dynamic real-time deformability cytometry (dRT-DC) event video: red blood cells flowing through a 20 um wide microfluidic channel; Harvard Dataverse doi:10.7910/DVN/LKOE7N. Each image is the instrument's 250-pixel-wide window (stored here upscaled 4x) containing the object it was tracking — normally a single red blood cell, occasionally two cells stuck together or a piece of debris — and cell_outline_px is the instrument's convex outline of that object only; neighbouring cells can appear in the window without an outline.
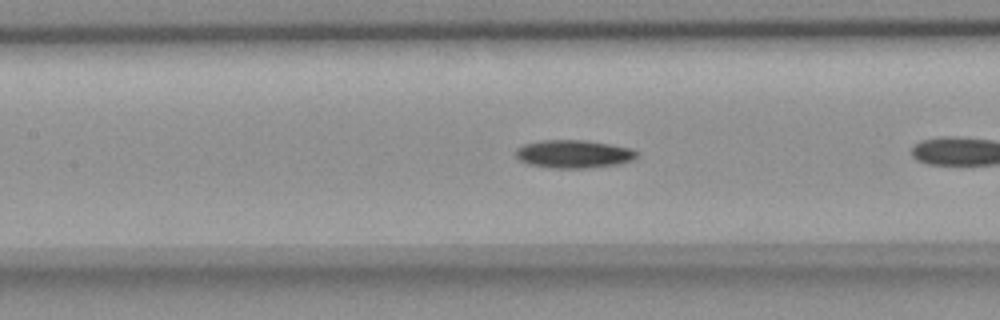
{"species": "common noctule bat (a hibernating species)", "species_latin": "Nyctalus noctula", "temperature_condition": "room temperature", "stored_images_in_passage": 10, "camera_frame_rate_fps": 3000, "um_per_image_px": 0.085, "animal": {"sex": "female", "body_mass_g": 18.4}, "frame": {"image": 1, "passage_image": 9, "time_ms": 2.667, "image_size_px": [1000, 320], "cell_outline_px": [[636, 156], [632, 160], [620, 164], [592, 168], [548, 168], [528, 164], [520, 160], [516, 156], [516, 148], [524, 144], [544, 140], [584, 140], [608, 144], [628, 148], [636, 152]], "centroid_in_image_um": [48.72, 13.1], "position_along_channel_um": 158.7, "area_um2": 19.71}}